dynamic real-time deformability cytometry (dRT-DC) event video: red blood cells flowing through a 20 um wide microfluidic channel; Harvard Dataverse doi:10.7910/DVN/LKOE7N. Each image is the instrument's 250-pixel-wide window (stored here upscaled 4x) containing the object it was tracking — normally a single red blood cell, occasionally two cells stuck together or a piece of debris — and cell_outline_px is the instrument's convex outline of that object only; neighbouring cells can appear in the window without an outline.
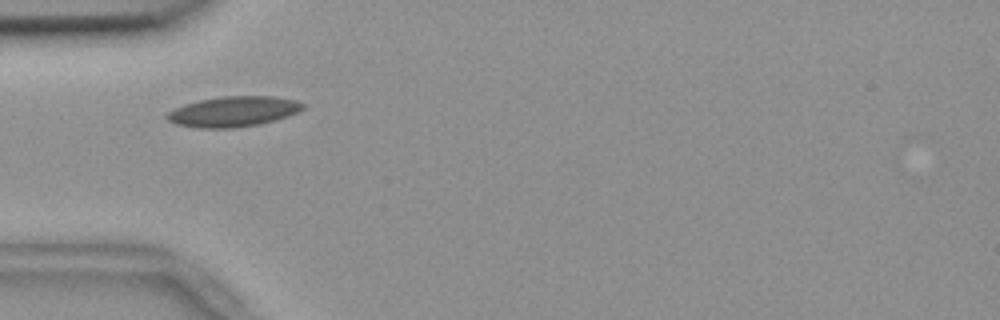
{"species": "common noctule bat (a hibernating species)", "species_latin": "Nyctalus noctula", "temperature_condition": "room temperature", "stored_images_in_passage": 51, "camera_frame_rate_fps": 3000, "um_per_image_px": 0.085, "animal": {"sex": "female", "body_mass_g": 18.4}, "frame": {"image": 1, "passage_image": 13, "time_ms": 4.0, "image_size_px": [1000, 320], "cell_outline_px": [[304, 108], [300, 112], [276, 120], [256, 124], [232, 128], [196, 128], [176, 124], [168, 120], [164, 116], [168, 112], [184, 104], [200, 100], [224, 96], [272, 96], [296, 100], [304, 104]], "centroid_in_image_um": [19.84, 9.48], "position_along_channel_um": 65.2, "area_um2": 23.99}}
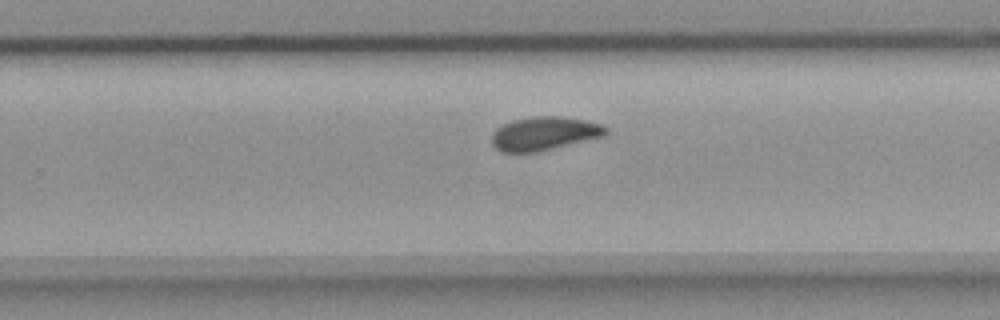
{"frame": {"image": 2, "passage_image": 31, "time_ms": 10.0, "image_size_px": [1000, 320], "cell_outline_px": [[608, 136], [540, 152], [500, 152], [492, 144], [492, 132], [496, 128], [512, 120], [536, 116], [560, 116], [584, 120], [600, 124], [608, 128]], "centroid_in_image_um": [46.3, 11.36], "position_along_channel_um": 283.5, "area_um2": 22.72}}
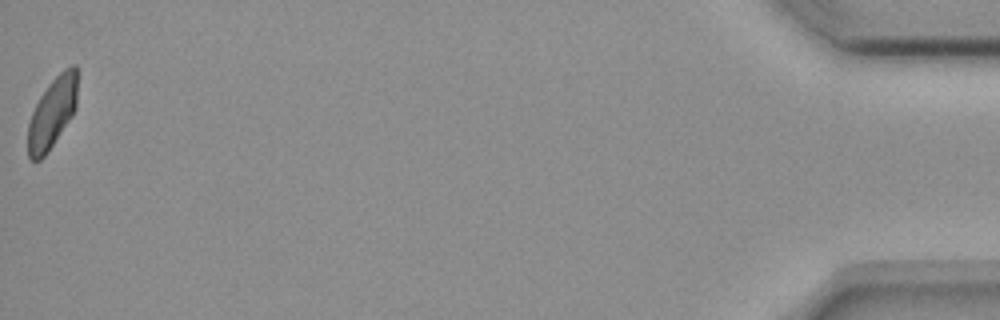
{"frame": {"image": 3, "passage_image": 51, "time_ms": 16.667, "image_size_px": [1000, 320], "cell_outline_px": [[76, 108], [72, 116], [48, 152], [40, 160], [32, 160], [28, 156], [28, 124], [32, 112], [40, 96], [48, 84], [64, 68], [72, 64], [76, 64]], "centroid_in_image_um": [4.43, 9.59], "position_along_channel_um": 430.8, "area_um2": 20.23}, "authors_computed_cell_mechanics": {"area_um2": 22.1952, "velocity_mm_per_s": 3.6674, "shape_relaxation_time_tau1_ms": 8.7527, "shape_relaxation_time_tau2_ms": 5.167, "deformation_change_tau1": 0.1533, "deformation_change_tau2": 0.0853}}